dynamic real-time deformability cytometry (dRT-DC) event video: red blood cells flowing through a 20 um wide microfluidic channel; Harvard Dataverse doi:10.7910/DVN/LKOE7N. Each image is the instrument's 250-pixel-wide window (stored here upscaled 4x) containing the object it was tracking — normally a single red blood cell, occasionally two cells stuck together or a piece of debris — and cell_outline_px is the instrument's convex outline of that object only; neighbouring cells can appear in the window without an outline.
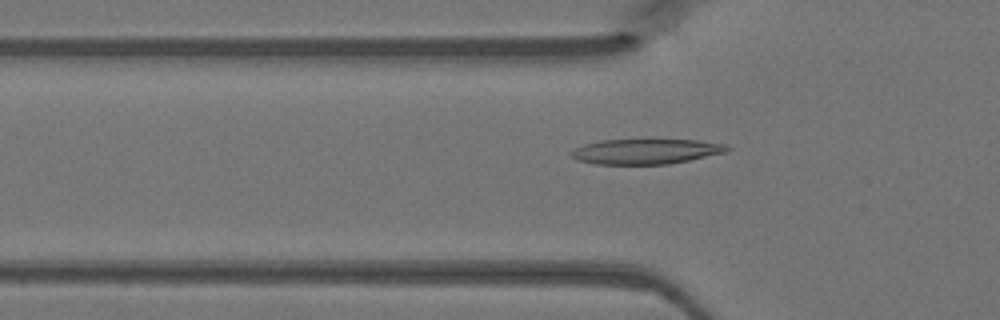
{"species": "Egyptian fruit bat (a non-hibernating species)", "species_latin": "Rousettus aegyptiacus", "temperature_condition": "warm", "stored_images_in_passage": 40, "camera_frame_rate_fps": 3000, "um_per_image_px": 0.085, "animal": {"sex": "female"}, "frame": {"image": 1, "passage_image": 8, "time_ms": 2.333, "image_size_px": [1000, 320], "cell_outline_px": [[732, 148], [724, 152], [688, 160], [668, 164], [596, 164], [576, 160], [568, 152], [584, 144], [600, 140], [696, 140], [728, 144]], "centroid_in_image_um": [54.87, 12.87], "position_along_channel_um": 70.9, "area_um2": 22.72}}
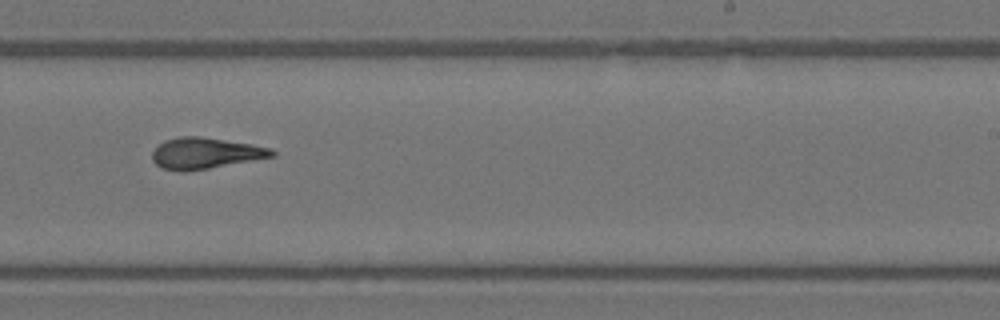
{"frame": {"image": 2, "passage_image": 22, "time_ms": 7.0, "image_size_px": [1000, 320], "cell_outline_px": [[276, 156], [208, 168], [184, 172], [180, 172], [160, 168], [152, 160], [152, 152], [164, 140], [180, 136], [200, 136], [252, 144], [272, 148], [276, 152]], "centroid_in_image_um": [17.44, 13.02], "position_along_channel_um": 271.6, "area_um2": 21.79}}
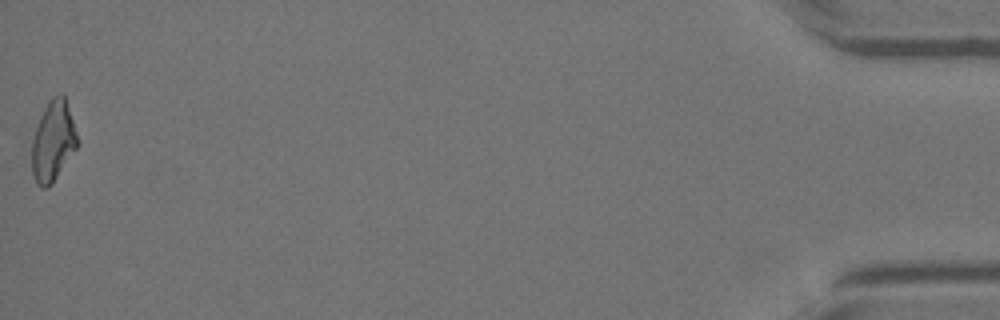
{"frame": {"image": 3, "passage_image": 40, "time_ms": 13.0, "image_size_px": [1000, 320], "cell_outline_px": [[80, 144], [52, 184], [48, 188], [40, 188], [36, 184], [32, 176], [32, 140], [40, 116], [48, 100], [52, 96], [60, 92], [64, 92]], "centroid_in_image_um": [4.52, 12.0], "position_along_channel_um": 430.7, "area_um2": 21.79}}